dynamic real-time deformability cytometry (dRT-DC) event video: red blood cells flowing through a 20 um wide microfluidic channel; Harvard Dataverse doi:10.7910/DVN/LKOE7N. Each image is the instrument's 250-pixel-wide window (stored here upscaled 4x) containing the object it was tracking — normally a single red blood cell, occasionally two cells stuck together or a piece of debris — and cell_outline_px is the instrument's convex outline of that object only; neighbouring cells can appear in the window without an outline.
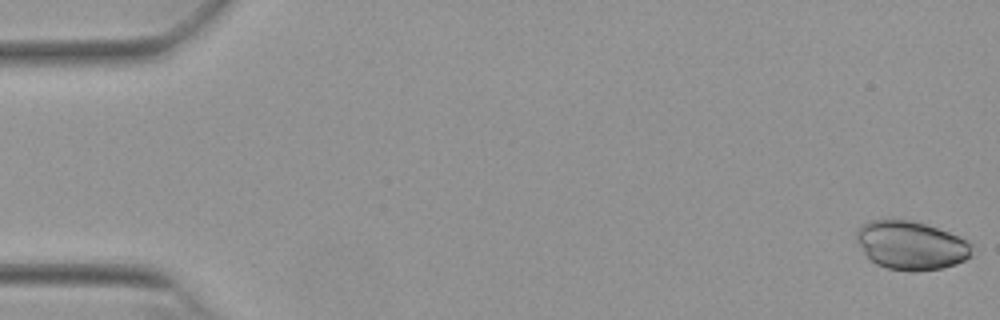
{"species": "Egyptian fruit bat (a non-hibernating species)", "species_latin": "Rousettus aegyptiacus", "temperature_condition": "warm", "stored_images_in_passage": 15, "camera_frame_rate_fps": 3000, "um_per_image_px": 0.085, "animal": {"sex": "female"}, "frame": {"image": 1, "passage_image": 1, "time_ms": 0.0, "image_size_px": [1000, 320], "cell_outline_px": [[972, 256], [956, 264], [940, 268], [912, 272], [908, 272], [888, 268], [876, 264], [864, 252], [856, 240], [856, 228], [860, 224], [868, 220], [912, 220], [948, 232], [968, 240], [972, 244]], "centroid_in_image_um": [77.43, 20.85], "position_along_channel_um": 7.6, "area_um2": 32.77}}
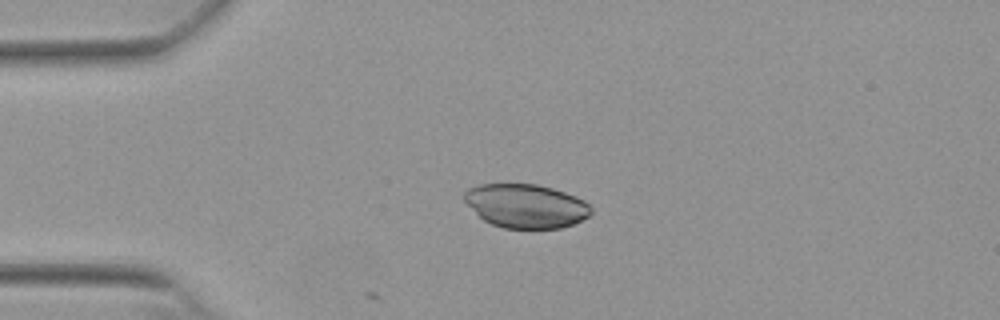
{"frame": {"image": 2, "passage_image": 13, "time_ms": 4.0, "image_size_px": [1000, 320], "cell_outline_px": [[592, 212], [588, 216], [572, 224], [560, 228], [504, 228], [492, 224], [484, 220], [464, 200], [464, 192], [468, 188], [480, 184], [536, 184], [552, 188], [564, 192], [584, 200], [592, 208]], "centroid_in_image_um": [44.7, 17.5], "position_along_channel_um": 40.3, "area_um2": 32.08}}